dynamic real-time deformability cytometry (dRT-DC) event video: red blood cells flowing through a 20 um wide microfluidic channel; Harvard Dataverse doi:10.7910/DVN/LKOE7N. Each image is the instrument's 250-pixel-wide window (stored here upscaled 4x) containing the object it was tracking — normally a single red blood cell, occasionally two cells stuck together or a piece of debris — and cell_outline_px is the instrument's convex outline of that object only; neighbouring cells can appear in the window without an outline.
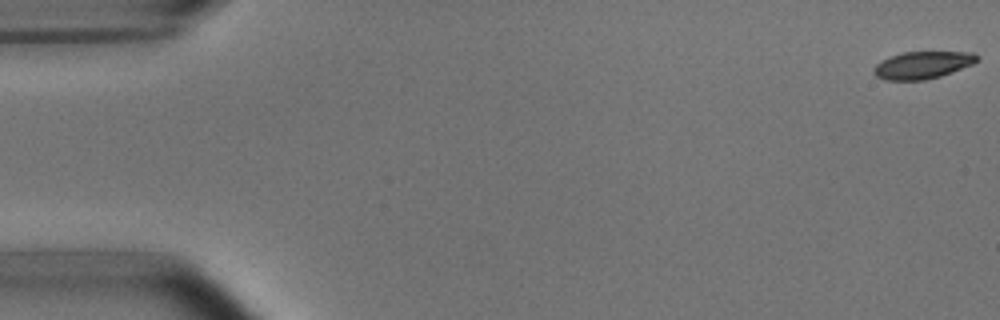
{"species": "common noctule bat (a hibernating species)", "species_latin": "Nyctalus noctula", "temperature_condition": "room temperature", "stored_images_in_passage": 49, "camera_frame_rate_fps": 3000, "um_per_image_px": 0.085, "animal": {"sex": "male", "body_mass_g": 15.6}, "frame": {"image": 1, "passage_image": 1, "time_ms": 0.0, "image_size_px": [1000, 320], "cell_outline_px": [[980, 60], [972, 64], [952, 72], [940, 76], [924, 80], [884, 80], [876, 76], [872, 72], [872, 68], [880, 60], [904, 52], [972, 52], [980, 56]], "centroid_in_image_um": [78.4, 5.53], "position_along_channel_um": 6.6, "area_um2": 16.53}}
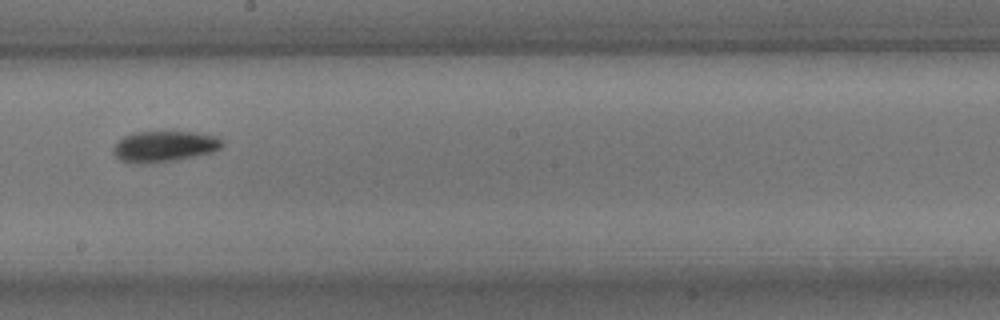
{"frame": {"image": 2, "passage_image": 30, "time_ms": 9.667, "image_size_px": [1000, 320], "cell_outline_px": [[224, 144], [220, 148], [212, 152], [176, 160], [120, 160], [112, 152], [112, 148], [124, 136], [132, 132], [192, 132], [216, 136], [224, 140]], "centroid_in_image_um": [14.04, 12.39], "position_along_channel_um": 234.2, "area_um2": 18.73}}
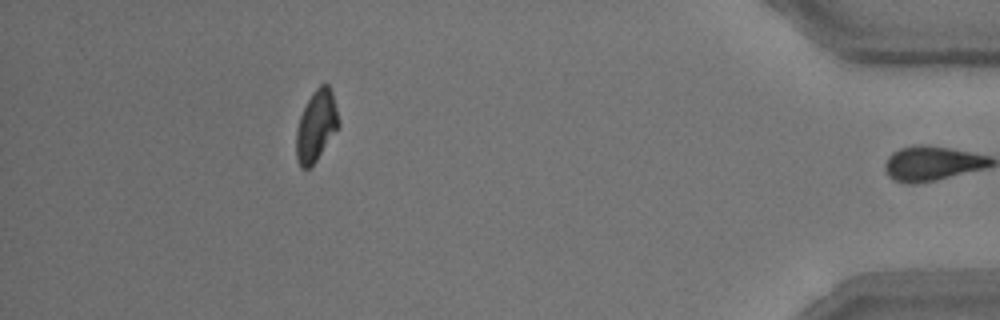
{"frame": {"image": 3, "passage_image": 48, "time_ms": 15.667, "image_size_px": [1000, 320], "cell_outline_px": [[340, 124], [316, 160], [308, 168], [300, 168], [296, 160], [296, 132], [300, 116], [312, 92], [320, 84], [328, 84], [332, 92]], "centroid_in_image_um": [26.86, 10.69], "position_along_channel_um": 408.3, "area_um2": 17.22}, "authors_computed_cell_mechanics": {"area_um2": 18.0914, "velocity_mm_per_s": 3.8023, "shape_relaxation_time_tau1_ms": 3.5435, "shape_relaxation_time_tau2_ms": null, "deformation_change_tau1": 0.1301, "deformation_change_tau2": null}}